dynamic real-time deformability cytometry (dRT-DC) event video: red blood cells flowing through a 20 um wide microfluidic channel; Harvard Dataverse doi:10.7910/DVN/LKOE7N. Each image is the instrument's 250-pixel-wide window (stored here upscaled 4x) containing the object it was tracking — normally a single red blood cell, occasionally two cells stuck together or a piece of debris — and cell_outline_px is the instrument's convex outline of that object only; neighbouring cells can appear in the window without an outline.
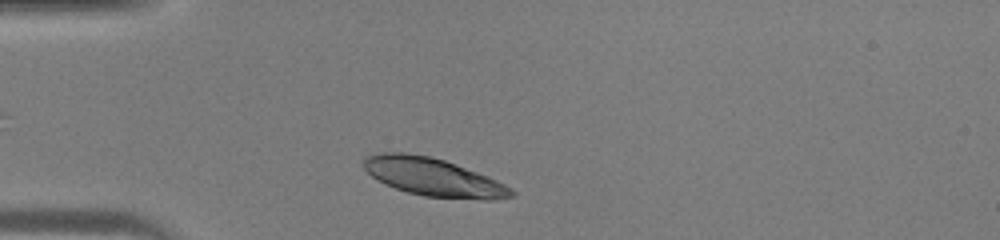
{"species": "human", "species_latin": "Homo sapiens", "temperature_condition": "warm", "stored_images_in_passage": 30, "camera_frame_rate_fps": 3000, "um_per_image_px": 0.085, "donor": {"sex": "male"}, "frame": {"image": 1, "passage_image": 2, "time_ms": 0.333, "image_size_px": [1000, 240], "cell_outline_px": [[516, 196], [496, 200], [484, 200], [424, 196], [408, 192], [384, 184], [372, 176], [364, 168], [364, 156], [380, 152], [404, 152], [428, 156], [444, 160], [488, 176], [512, 188], [516, 192]], "centroid_in_image_um": [36.86, 15.06], "position_along_channel_um": 48.1, "area_um2": 32.77}}
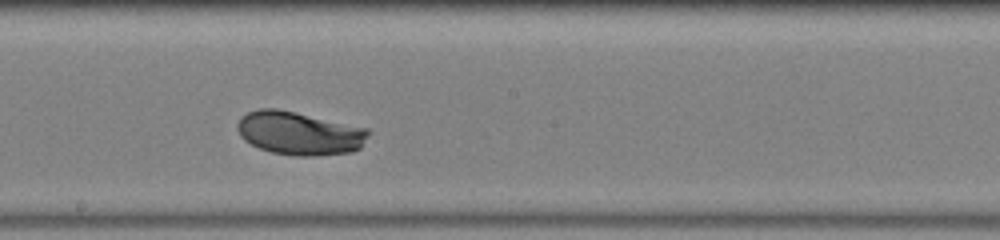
{"frame": {"image": 2, "passage_image": 15, "time_ms": 4.667, "image_size_px": [1000, 240], "cell_outline_px": [[368, 136], [360, 148], [352, 152], [316, 156], [296, 156], [272, 152], [260, 148], [244, 140], [240, 136], [236, 128], [236, 124], [240, 116], [248, 112], [260, 108], [276, 108], [296, 112], [368, 128]], "centroid_in_image_um": [25.42, 11.32], "position_along_channel_um": 222.8, "area_um2": 33.23}}
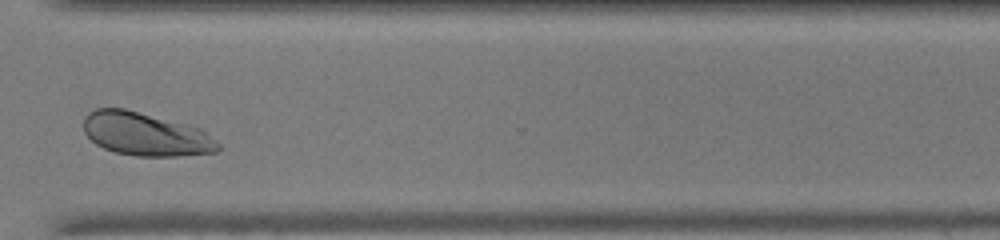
{"frame": {"image": 3, "passage_image": 24, "time_ms": 7.667, "image_size_px": [1000, 240], "cell_outline_px": [[220, 152], [176, 156], [136, 156], [116, 152], [104, 148], [96, 144], [84, 132], [84, 116], [88, 112], [96, 108], [124, 108], [204, 128], [220, 144]], "centroid_in_image_um": [12.42, 11.4], "position_along_channel_um": 358.2, "area_um2": 34.28}}